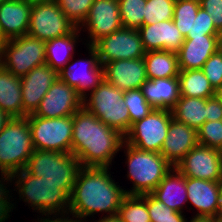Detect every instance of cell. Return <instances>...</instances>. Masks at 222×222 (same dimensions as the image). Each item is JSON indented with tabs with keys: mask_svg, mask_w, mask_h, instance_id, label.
Instances as JSON below:
<instances>
[{
	"mask_svg": "<svg viewBox=\"0 0 222 222\" xmlns=\"http://www.w3.org/2000/svg\"><path fill=\"white\" fill-rule=\"evenodd\" d=\"M33 150L28 118H11L0 132V186L25 168Z\"/></svg>",
	"mask_w": 222,
	"mask_h": 222,
	"instance_id": "obj_5",
	"label": "cell"
},
{
	"mask_svg": "<svg viewBox=\"0 0 222 222\" xmlns=\"http://www.w3.org/2000/svg\"><path fill=\"white\" fill-rule=\"evenodd\" d=\"M81 168L72 153L34 149L24 169L44 181L61 184V189L70 196Z\"/></svg>",
	"mask_w": 222,
	"mask_h": 222,
	"instance_id": "obj_6",
	"label": "cell"
},
{
	"mask_svg": "<svg viewBox=\"0 0 222 222\" xmlns=\"http://www.w3.org/2000/svg\"><path fill=\"white\" fill-rule=\"evenodd\" d=\"M147 0H118L122 26L139 29L143 26Z\"/></svg>",
	"mask_w": 222,
	"mask_h": 222,
	"instance_id": "obj_33",
	"label": "cell"
},
{
	"mask_svg": "<svg viewBox=\"0 0 222 222\" xmlns=\"http://www.w3.org/2000/svg\"><path fill=\"white\" fill-rule=\"evenodd\" d=\"M122 222H151L145 195H126L118 209Z\"/></svg>",
	"mask_w": 222,
	"mask_h": 222,
	"instance_id": "obj_31",
	"label": "cell"
},
{
	"mask_svg": "<svg viewBox=\"0 0 222 222\" xmlns=\"http://www.w3.org/2000/svg\"><path fill=\"white\" fill-rule=\"evenodd\" d=\"M140 89L146 101L155 109L172 110L180 98L178 77L148 79Z\"/></svg>",
	"mask_w": 222,
	"mask_h": 222,
	"instance_id": "obj_25",
	"label": "cell"
},
{
	"mask_svg": "<svg viewBox=\"0 0 222 222\" xmlns=\"http://www.w3.org/2000/svg\"><path fill=\"white\" fill-rule=\"evenodd\" d=\"M32 0H4L0 3V32L5 40L28 34Z\"/></svg>",
	"mask_w": 222,
	"mask_h": 222,
	"instance_id": "obj_22",
	"label": "cell"
},
{
	"mask_svg": "<svg viewBox=\"0 0 222 222\" xmlns=\"http://www.w3.org/2000/svg\"><path fill=\"white\" fill-rule=\"evenodd\" d=\"M218 41H219V50H222V29L219 31L218 34Z\"/></svg>",
	"mask_w": 222,
	"mask_h": 222,
	"instance_id": "obj_48",
	"label": "cell"
},
{
	"mask_svg": "<svg viewBox=\"0 0 222 222\" xmlns=\"http://www.w3.org/2000/svg\"><path fill=\"white\" fill-rule=\"evenodd\" d=\"M171 111L173 118L198 130L207 121V99L180 96Z\"/></svg>",
	"mask_w": 222,
	"mask_h": 222,
	"instance_id": "obj_29",
	"label": "cell"
},
{
	"mask_svg": "<svg viewBox=\"0 0 222 222\" xmlns=\"http://www.w3.org/2000/svg\"><path fill=\"white\" fill-rule=\"evenodd\" d=\"M218 93H219V95L222 97V90H220Z\"/></svg>",
	"mask_w": 222,
	"mask_h": 222,
	"instance_id": "obj_50",
	"label": "cell"
},
{
	"mask_svg": "<svg viewBox=\"0 0 222 222\" xmlns=\"http://www.w3.org/2000/svg\"><path fill=\"white\" fill-rule=\"evenodd\" d=\"M11 116L0 109V132L11 120Z\"/></svg>",
	"mask_w": 222,
	"mask_h": 222,
	"instance_id": "obj_44",
	"label": "cell"
},
{
	"mask_svg": "<svg viewBox=\"0 0 222 222\" xmlns=\"http://www.w3.org/2000/svg\"><path fill=\"white\" fill-rule=\"evenodd\" d=\"M6 40L4 39V37L2 36L1 32H0V43L1 44H5Z\"/></svg>",
	"mask_w": 222,
	"mask_h": 222,
	"instance_id": "obj_49",
	"label": "cell"
},
{
	"mask_svg": "<svg viewBox=\"0 0 222 222\" xmlns=\"http://www.w3.org/2000/svg\"><path fill=\"white\" fill-rule=\"evenodd\" d=\"M45 41L28 34L6 40L3 46V67L22 77L34 67L46 64Z\"/></svg>",
	"mask_w": 222,
	"mask_h": 222,
	"instance_id": "obj_9",
	"label": "cell"
},
{
	"mask_svg": "<svg viewBox=\"0 0 222 222\" xmlns=\"http://www.w3.org/2000/svg\"><path fill=\"white\" fill-rule=\"evenodd\" d=\"M222 181H209L186 177L188 210L197 212L194 217L216 216ZM193 208H191L192 206ZM196 208V209H195Z\"/></svg>",
	"mask_w": 222,
	"mask_h": 222,
	"instance_id": "obj_19",
	"label": "cell"
},
{
	"mask_svg": "<svg viewBox=\"0 0 222 222\" xmlns=\"http://www.w3.org/2000/svg\"><path fill=\"white\" fill-rule=\"evenodd\" d=\"M192 218L189 220L187 219L186 222H215V219L212 217H194L191 216Z\"/></svg>",
	"mask_w": 222,
	"mask_h": 222,
	"instance_id": "obj_46",
	"label": "cell"
},
{
	"mask_svg": "<svg viewBox=\"0 0 222 222\" xmlns=\"http://www.w3.org/2000/svg\"><path fill=\"white\" fill-rule=\"evenodd\" d=\"M120 150L126 157L125 177L132 182L131 189H124L126 195L151 194L173 167L160 153L140 150L125 141Z\"/></svg>",
	"mask_w": 222,
	"mask_h": 222,
	"instance_id": "obj_4",
	"label": "cell"
},
{
	"mask_svg": "<svg viewBox=\"0 0 222 222\" xmlns=\"http://www.w3.org/2000/svg\"><path fill=\"white\" fill-rule=\"evenodd\" d=\"M3 46L4 44L0 43V68L3 66Z\"/></svg>",
	"mask_w": 222,
	"mask_h": 222,
	"instance_id": "obj_47",
	"label": "cell"
},
{
	"mask_svg": "<svg viewBox=\"0 0 222 222\" xmlns=\"http://www.w3.org/2000/svg\"><path fill=\"white\" fill-rule=\"evenodd\" d=\"M180 96L208 99L217 94L202 69L180 70Z\"/></svg>",
	"mask_w": 222,
	"mask_h": 222,
	"instance_id": "obj_30",
	"label": "cell"
},
{
	"mask_svg": "<svg viewBox=\"0 0 222 222\" xmlns=\"http://www.w3.org/2000/svg\"><path fill=\"white\" fill-rule=\"evenodd\" d=\"M122 27L118 0H94L87 18L79 27L81 32L88 34L82 45L92 46L100 38Z\"/></svg>",
	"mask_w": 222,
	"mask_h": 222,
	"instance_id": "obj_14",
	"label": "cell"
},
{
	"mask_svg": "<svg viewBox=\"0 0 222 222\" xmlns=\"http://www.w3.org/2000/svg\"><path fill=\"white\" fill-rule=\"evenodd\" d=\"M219 50L218 36L184 39L177 52L180 70L202 69L209 57Z\"/></svg>",
	"mask_w": 222,
	"mask_h": 222,
	"instance_id": "obj_23",
	"label": "cell"
},
{
	"mask_svg": "<svg viewBox=\"0 0 222 222\" xmlns=\"http://www.w3.org/2000/svg\"><path fill=\"white\" fill-rule=\"evenodd\" d=\"M172 118L171 110L153 108L146 117L132 124L124 141L140 150L160 153Z\"/></svg>",
	"mask_w": 222,
	"mask_h": 222,
	"instance_id": "obj_11",
	"label": "cell"
},
{
	"mask_svg": "<svg viewBox=\"0 0 222 222\" xmlns=\"http://www.w3.org/2000/svg\"><path fill=\"white\" fill-rule=\"evenodd\" d=\"M200 7L211 16L218 31L222 29V0H199Z\"/></svg>",
	"mask_w": 222,
	"mask_h": 222,
	"instance_id": "obj_41",
	"label": "cell"
},
{
	"mask_svg": "<svg viewBox=\"0 0 222 222\" xmlns=\"http://www.w3.org/2000/svg\"><path fill=\"white\" fill-rule=\"evenodd\" d=\"M86 48L88 57L77 60L72 58L58 73V78L75 88L82 99L104 80V68L99 63L96 50L92 46Z\"/></svg>",
	"mask_w": 222,
	"mask_h": 222,
	"instance_id": "obj_12",
	"label": "cell"
},
{
	"mask_svg": "<svg viewBox=\"0 0 222 222\" xmlns=\"http://www.w3.org/2000/svg\"><path fill=\"white\" fill-rule=\"evenodd\" d=\"M58 78V73L48 64L34 67L21 77L23 117L33 114L51 85Z\"/></svg>",
	"mask_w": 222,
	"mask_h": 222,
	"instance_id": "obj_17",
	"label": "cell"
},
{
	"mask_svg": "<svg viewBox=\"0 0 222 222\" xmlns=\"http://www.w3.org/2000/svg\"><path fill=\"white\" fill-rule=\"evenodd\" d=\"M109 170L111 167L80 169L70 195L68 215L83 221H87L88 217L95 218L97 214L99 217L101 213L102 217L117 215L126 193L125 188L115 182L114 172Z\"/></svg>",
	"mask_w": 222,
	"mask_h": 222,
	"instance_id": "obj_2",
	"label": "cell"
},
{
	"mask_svg": "<svg viewBox=\"0 0 222 222\" xmlns=\"http://www.w3.org/2000/svg\"><path fill=\"white\" fill-rule=\"evenodd\" d=\"M10 185H13L14 190L10 189ZM14 193L19 195V199L13 198ZM16 199L25 202L32 212L39 213L36 218L69 214L70 196L61 189V184L44 181L42 177L37 178L25 169L12 174L0 186V222L11 219L10 213L18 206Z\"/></svg>",
	"mask_w": 222,
	"mask_h": 222,
	"instance_id": "obj_1",
	"label": "cell"
},
{
	"mask_svg": "<svg viewBox=\"0 0 222 222\" xmlns=\"http://www.w3.org/2000/svg\"><path fill=\"white\" fill-rule=\"evenodd\" d=\"M81 107L82 98L76 89L57 78L33 115L42 118H61L74 115Z\"/></svg>",
	"mask_w": 222,
	"mask_h": 222,
	"instance_id": "obj_16",
	"label": "cell"
},
{
	"mask_svg": "<svg viewBox=\"0 0 222 222\" xmlns=\"http://www.w3.org/2000/svg\"><path fill=\"white\" fill-rule=\"evenodd\" d=\"M60 10L78 28L88 16L94 0H55Z\"/></svg>",
	"mask_w": 222,
	"mask_h": 222,
	"instance_id": "obj_37",
	"label": "cell"
},
{
	"mask_svg": "<svg viewBox=\"0 0 222 222\" xmlns=\"http://www.w3.org/2000/svg\"><path fill=\"white\" fill-rule=\"evenodd\" d=\"M222 120V97L217 93L207 99V121Z\"/></svg>",
	"mask_w": 222,
	"mask_h": 222,
	"instance_id": "obj_42",
	"label": "cell"
},
{
	"mask_svg": "<svg viewBox=\"0 0 222 222\" xmlns=\"http://www.w3.org/2000/svg\"><path fill=\"white\" fill-rule=\"evenodd\" d=\"M123 100L130 115V128L136 121L146 117L153 107L146 101L141 89L125 91Z\"/></svg>",
	"mask_w": 222,
	"mask_h": 222,
	"instance_id": "obj_35",
	"label": "cell"
},
{
	"mask_svg": "<svg viewBox=\"0 0 222 222\" xmlns=\"http://www.w3.org/2000/svg\"><path fill=\"white\" fill-rule=\"evenodd\" d=\"M214 219L219 222H222V184H221V189H220L218 209H217L216 216L214 217Z\"/></svg>",
	"mask_w": 222,
	"mask_h": 222,
	"instance_id": "obj_45",
	"label": "cell"
},
{
	"mask_svg": "<svg viewBox=\"0 0 222 222\" xmlns=\"http://www.w3.org/2000/svg\"><path fill=\"white\" fill-rule=\"evenodd\" d=\"M123 94L124 91L103 80L82 99V106L108 127L125 136L130 130V115Z\"/></svg>",
	"mask_w": 222,
	"mask_h": 222,
	"instance_id": "obj_7",
	"label": "cell"
},
{
	"mask_svg": "<svg viewBox=\"0 0 222 222\" xmlns=\"http://www.w3.org/2000/svg\"><path fill=\"white\" fill-rule=\"evenodd\" d=\"M197 134L200 145L222 151V120L204 122Z\"/></svg>",
	"mask_w": 222,
	"mask_h": 222,
	"instance_id": "obj_38",
	"label": "cell"
},
{
	"mask_svg": "<svg viewBox=\"0 0 222 222\" xmlns=\"http://www.w3.org/2000/svg\"><path fill=\"white\" fill-rule=\"evenodd\" d=\"M0 109L13 117H23L21 77L0 68Z\"/></svg>",
	"mask_w": 222,
	"mask_h": 222,
	"instance_id": "obj_27",
	"label": "cell"
},
{
	"mask_svg": "<svg viewBox=\"0 0 222 222\" xmlns=\"http://www.w3.org/2000/svg\"><path fill=\"white\" fill-rule=\"evenodd\" d=\"M123 142V135L83 106L73 115L72 154L82 167L112 168Z\"/></svg>",
	"mask_w": 222,
	"mask_h": 222,
	"instance_id": "obj_3",
	"label": "cell"
},
{
	"mask_svg": "<svg viewBox=\"0 0 222 222\" xmlns=\"http://www.w3.org/2000/svg\"><path fill=\"white\" fill-rule=\"evenodd\" d=\"M76 28L55 0H32L28 35L48 41L71 34Z\"/></svg>",
	"mask_w": 222,
	"mask_h": 222,
	"instance_id": "obj_10",
	"label": "cell"
},
{
	"mask_svg": "<svg viewBox=\"0 0 222 222\" xmlns=\"http://www.w3.org/2000/svg\"><path fill=\"white\" fill-rule=\"evenodd\" d=\"M81 33L77 27L71 34L45 41L46 64L59 73L72 58H75L77 45L84 39L81 38Z\"/></svg>",
	"mask_w": 222,
	"mask_h": 222,
	"instance_id": "obj_26",
	"label": "cell"
},
{
	"mask_svg": "<svg viewBox=\"0 0 222 222\" xmlns=\"http://www.w3.org/2000/svg\"><path fill=\"white\" fill-rule=\"evenodd\" d=\"M175 168L185 177L222 181V151L198 144Z\"/></svg>",
	"mask_w": 222,
	"mask_h": 222,
	"instance_id": "obj_15",
	"label": "cell"
},
{
	"mask_svg": "<svg viewBox=\"0 0 222 222\" xmlns=\"http://www.w3.org/2000/svg\"><path fill=\"white\" fill-rule=\"evenodd\" d=\"M104 80L122 91L140 89L148 80L143 58L105 63Z\"/></svg>",
	"mask_w": 222,
	"mask_h": 222,
	"instance_id": "obj_18",
	"label": "cell"
},
{
	"mask_svg": "<svg viewBox=\"0 0 222 222\" xmlns=\"http://www.w3.org/2000/svg\"><path fill=\"white\" fill-rule=\"evenodd\" d=\"M143 60L148 79L178 77L180 69L177 53L157 50L145 53Z\"/></svg>",
	"mask_w": 222,
	"mask_h": 222,
	"instance_id": "obj_28",
	"label": "cell"
},
{
	"mask_svg": "<svg viewBox=\"0 0 222 222\" xmlns=\"http://www.w3.org/2000/svg\"><path fill=\"white\" fill-rule=\"evenodd\" d=\"M219 31L216 29L213 19L201 7L193 21L192 31H189L185 39H193V37L218 36Z\"/></svg>",
	"mask_w": 222,
	"mask_h": 222,
	"instance_id": "obj_39",
	"label": "cell"
},
{
	"mask_svg": "<svg viewBox=\"0 0 222 222\" xmlns=\"http://www.w3.org/2000/svg\"><path fill=\"white\" fill-rule=\"evenodd\" d=\"M200 8L199 0H176L173 22L185 38L192 31L193 21Z\"/></svg>",
	"mask_w": 222,
	"mask_h": 222,
	"instance_id": "obj_32",
	"label": "cell"
},
{
	"mask_svg": "<svg viewBox=\"0 0 222 222\" xmlns=\"http://www.w3.org/2000/svg\"><path fill=\"white\" fill-rule=\"evenodd\" d=\"M92 47L96 50L102 66L120 59L143 58L146 53L138 29L125 27L100 38Z\"/></svg>",
	"mask_w": 222,
	"mask_h": 222,
	"instance_id": "obj_13",
	"label": "cell"
},
{
	"mask_svg": "<svg viewBox=\"0 0 222 222\" xmlns=\"http://www.w3.org/2000/svg\"><path fill=\"white\" fill-rule=\"evenodd\" d=\"M138 31L146 52L166 50L177 53L185 39L172 19L143 25Z\"/></svg>",
	"mask_w": 222,
	"mask_h": 222,
	"instance_id": "obj_21",
	"label": "cell"
},
{
	"mask_svg": "<svg viewBox=\"0 0 222 222\" xmlns=\"http://www.w3.org/2000/svg\"><path fill=\"white\" fill-rule=\"evenodd\" d=\"M151 194L176 212L183 213L189 207L187 204L186 177L175 167L171 168Z\"/></svg>",
	"mask_w": 222,
	"mask_h": 222,
	"instance_id": "obj_24",
	"label": "cell"
},
{
	"mask_svg": "<svg viewBox=\"0 0 222 222\" xmlns=\"http://www.w3.org/2000/svg\"><path fill=\"white\" fill-rule=\"evenodd\" d=\"M146 203L151 222H186L181 212H176L156 199L152 194H146Z\"/></svg>",
	"mask_w": 222,
	"mask_h": 222,
	"instance_id": "obj_36",
	"label": "cell"
},
{
	"mask_svg": "<svg viewBox=\"0 0 222 222\" xmlns=\"http://www.w3.org/2000/svg\"><path fill=\"white\" fill-rule=\"evenodd\" d=\"M34 149L72 153L73 115L42 118L27 115Z\"/></svg>",
	"mask_w": 222,
	"mask_h": 222,
	"instance_id": "obj_8",
	"label": "cell"
},
{
	"mask_svg": "<svg viewBox=\"0 0 222 222\" xmlns=\"http://www.w3.org/2000/svg\"><path fill=\"white\" fill-rule=\"evenodd\" d=\"M175 1L176 0H147L143 25L173 19Z\"/></svg>",
	"mask_w": 222,
	"mask_h": 222,
	"instance_id": "obj_34",
	"label": "cell"
},
{
	"mask_svg": "<svg viewBox=\"0 0 222 222\" xmlns=\"http://www.w3.org/2000/svg\"><path fill=\"white\" fill-rule=\"evenodd\" d=\"M100 217L98 220H95V218H93V220H91V218H90L86 222H122L121 219L117 215L108 216V217H106V216L102 217V215H101Z\"/></svg>",
	"mask_w": 222,
	"mask_h": 222,
	"instance_id": "obj_43",
	"label": "cell"
},
{
	"mask_svg": "<svg viewBox=\"0 0 222 222\" xmlns=\"http://www.w3.org/2000/svg\"><path fill=\"white\" fill-rule=\"evenodd\" d=\"M204 75L218 93L222 89V50L212 54L202 67Z\"/></svg>",
	"mask_w": 222,
	"mask_h": 222,
	"instance_id": "obj_40",
	"label": "cell"
},
{
	"mask_svg": "<svg viewBox=\"0 0 222 222\" xmlns=\"http://www.w3.org/2000/svg\"><path fill=\"white\" fill-rule=\"evenodd\" d=\"M198 144L197 130L172 118L160 154L175 167Z\"/></svg>",
	"mask_w": 222,
	"mask_h": 222,
	"instance_id": "obj_20",
	"label": "cell"
}]
</instances>
